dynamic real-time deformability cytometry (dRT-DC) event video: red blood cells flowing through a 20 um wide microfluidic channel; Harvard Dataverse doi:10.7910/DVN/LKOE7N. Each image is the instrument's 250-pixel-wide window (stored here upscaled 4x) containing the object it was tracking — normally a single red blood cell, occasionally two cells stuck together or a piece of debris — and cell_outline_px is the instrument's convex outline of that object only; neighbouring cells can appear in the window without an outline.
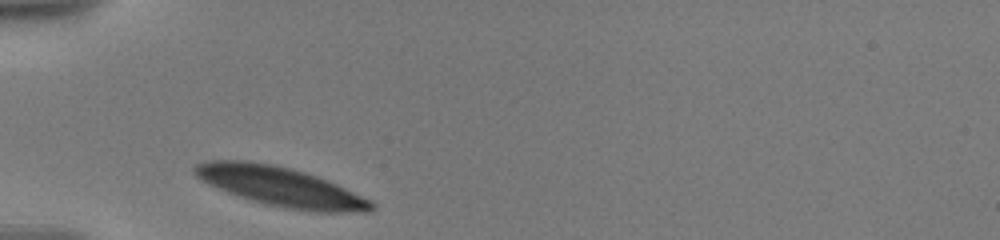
{"species": "human", "species_latin": "Homo sapiens", "temperature_condition": "warm", "stored_images_in_passage": 2, "camera_frame_rate_fps": 3000, "um_per_image_px": 0.085, "donor": {"sex": "male"}, "frame": {"image": 1, "passage_image": 1, "time_ms": 0.0, "image_size_px": [1000, 240], "cell_outline_px": [[376, 208], [368, 212], [316, 212], [284, 208], [252, 200], [228, 192], [208, 184], [196, 176], [192, 172], [192, 168], [196, 164], [208, 160], [244, 160], [272, 164], [292, 168], [328, 180], [372, 200], [376, 204]], "centroid_in_image_um": [23.88, 15.86], "position_along_channel_um": 61.1, "area_um2": 40.58}}
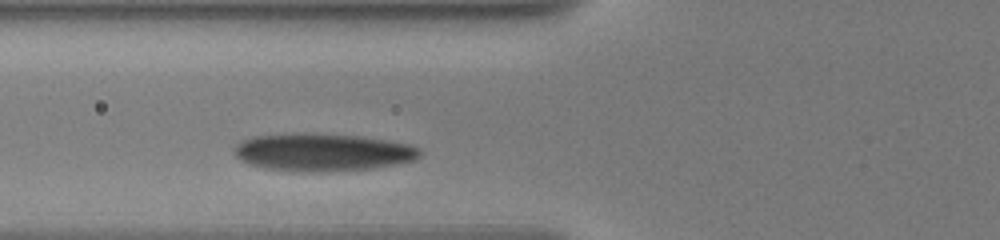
{"frame": {"image": 2, "passage_image": 2, "time_ms": 1.333, "image_size_px": [1000, 240], "cell_outline_px": [[420, 156], [412, 160], [372, 168], [328, 172], [292, 172], [264, 168], [248, 164], [240, 160], [236, 156], [232, 148], [236, 144], [244, 140], [256, 136], [296, 132], [356, 136], [384, 140], [404, 144], [416, 148], [420, 152]], "centroid_in_image_um": [27.29, 12.95], "position_along_channel_um": 98.5, "area_um2": 40.58}}